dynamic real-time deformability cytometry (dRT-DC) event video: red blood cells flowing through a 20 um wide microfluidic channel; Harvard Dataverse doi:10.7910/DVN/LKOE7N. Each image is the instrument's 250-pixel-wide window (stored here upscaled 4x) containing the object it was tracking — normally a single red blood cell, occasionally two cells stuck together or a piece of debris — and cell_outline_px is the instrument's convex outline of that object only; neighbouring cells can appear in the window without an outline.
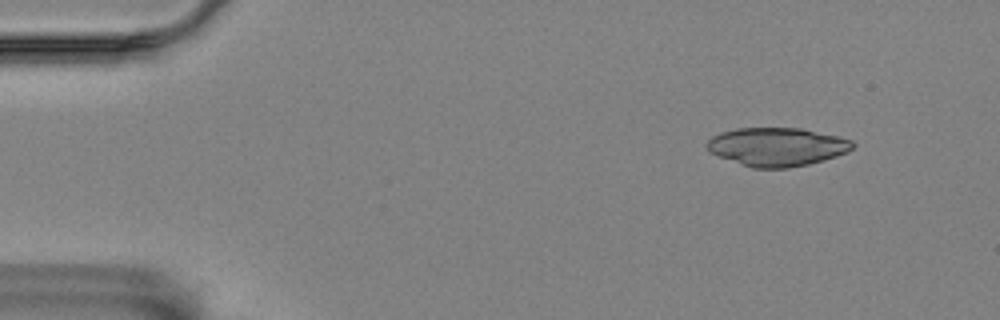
{"species": "Egyptian fruit bat (a non-hibernating species)", "species_latin": "Rousettus aegyptiacus", "temperature_condition": "room temperature", "stored_images_in_passage": 5, "camera_frame_rate_fps": 3000, "um_per_image_px": 0.085, "animal": {"sex": "female"}, "frame": {"image": 1, "passage_image": 1, "time_ms": 0.0, "image_size_px": [1000, 320], "cell_outline_px": [[856, 144], [848, 152], [824, 160], [808, 164], [788, 168], [752, 168], [740, 164], [708, 152], [704, 144], [712, 136], [720, 132], [736, 128], [800, 128], [840, 136], [852, 140]], "centroid_in_image_um": [66.03, 12.47], "position_along_channel_um": 19.0, "area_um2": 32.95}}